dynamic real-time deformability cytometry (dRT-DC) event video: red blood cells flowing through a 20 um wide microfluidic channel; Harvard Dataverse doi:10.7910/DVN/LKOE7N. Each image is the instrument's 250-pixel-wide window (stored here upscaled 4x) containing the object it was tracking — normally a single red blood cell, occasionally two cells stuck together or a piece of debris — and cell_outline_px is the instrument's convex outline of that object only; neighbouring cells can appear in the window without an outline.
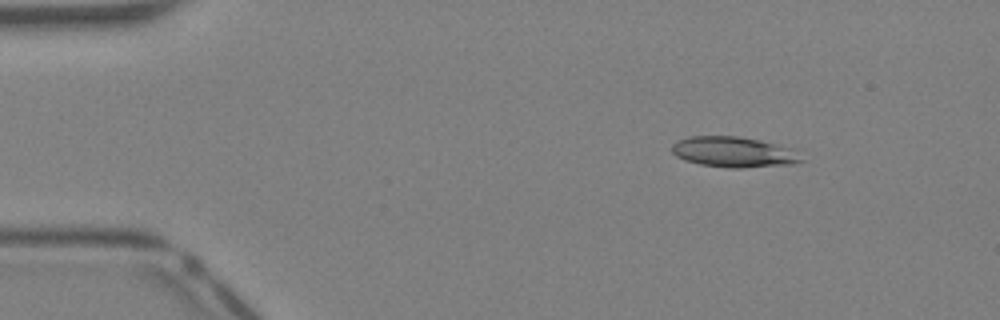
{"species": "Egyptian fruit bat (a non-hibernating species)", "species_latin": "Rousettus aegyptiacus", "temperature_condition": "warm", "stored_images_in_passage": 35, "camera_frame_rate_fps": 3000, "um_per_image_px": 0.085, "animal": {"sex": "female"}, "frame": {"image": 1, "passage_image": 6, "time_ms": 1.667, "image_size_px": [1000, 320], "cell_outline_px": [[804, 160], [792, 164], [744, 168], [732, 168], [700, 164], [684, 160], [676, 156], [672, 152], [672, 144], [688, 136], [736, 136], [796, 148]], "centroid_in_image_um": [62.4, 12.93], "position_along_channel_um": 22.6, "area_um2": 23.06}}
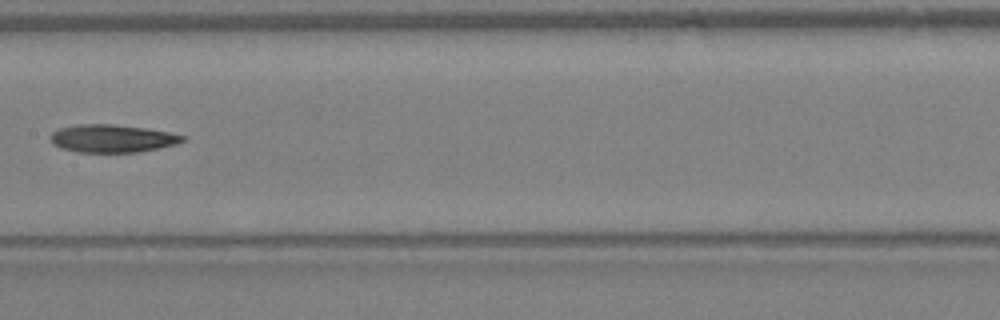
{"frame": {"image": 2, "passage_image": 21, "time_ms": 6.667, "image_size_px": [1000, 320], "cell_outline_px": [[188, 136], [184, 140], [176, 144], [136, 152], [80, 152], [60, 148], [48, 136], [52, 132], [60, 128], [76, 124], [112, 124], [144, 128], [168, 132]], "centroid_in_image_um": [9.53, 11.76], "position_along_channel_um": 197.9, "area_um2": 21.21}}
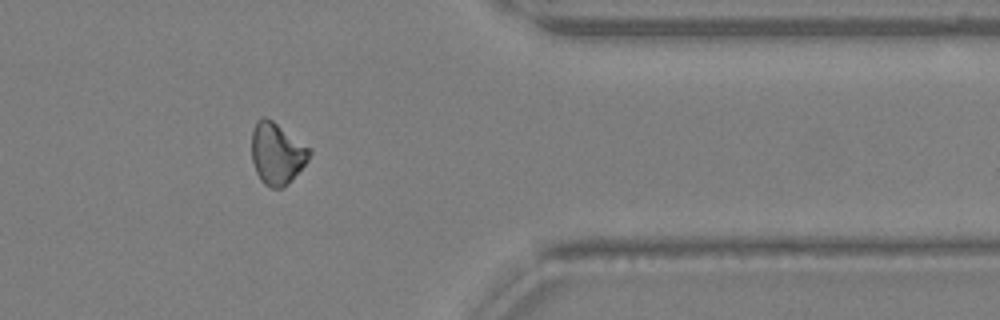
{"frame": {"image": 3, "passage_image": 33, "time_ms": 10.667, "image_size_px": [1000, 320], "cell_outline_px": [[312, 152], [308, 160], [288, 184], [284, 188], [272, 188], [264, 184], [260, 180], [256, 172], [252, 160], [252, 132], [256, 120], [260, 116], [264, 116], [272, 120], [312, 148]], "centroid_in_image_um": [23.54, 13.03], "position_along_channel_um": 387.9, "area_um2": 20.98}}